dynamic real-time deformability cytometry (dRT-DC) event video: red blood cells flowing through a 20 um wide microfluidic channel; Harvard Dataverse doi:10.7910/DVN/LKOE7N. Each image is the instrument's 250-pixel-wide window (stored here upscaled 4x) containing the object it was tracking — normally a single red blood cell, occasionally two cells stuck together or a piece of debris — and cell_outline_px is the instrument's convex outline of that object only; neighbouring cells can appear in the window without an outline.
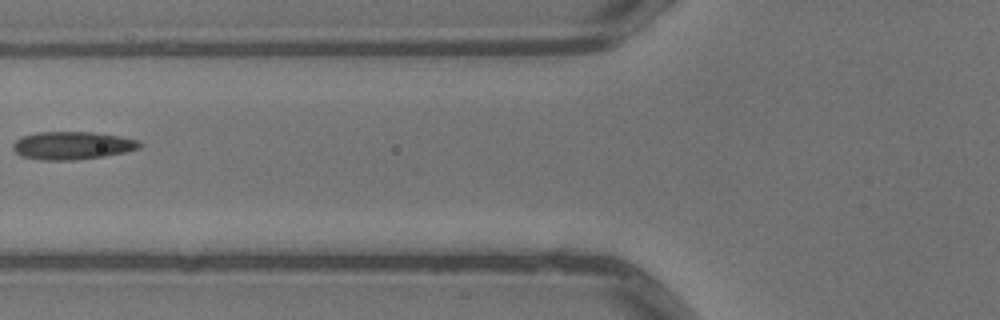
{"species": "common noctule bat (a hibernating species)", "species_latin": "Nyctalus noctula", "temperature_condition": "warm", "stored_images_in_passage": 2, "camera_frame_rate_fps": 3000, "um_per_image_px": 0.085, "animal": {"sex": "male", "body_mass_g": 13.3}, "frame": {"image": 1, "passage_image": 2, "time_ms": 0.333, "image_size_px": [1000, 320], "cell_outline_px": [[144, 144], [140, 148], [124, 152], [104, 156], [76, 160], [40, 160], [20, 156], [12, 148], [12, 144], [20, 136], [36, 132], [92, 132], [140, 140]], "centroid_in_image_um": [6.12, 12.37], "position_along_channel_um": 119.7, "area_um2": 20.75}}